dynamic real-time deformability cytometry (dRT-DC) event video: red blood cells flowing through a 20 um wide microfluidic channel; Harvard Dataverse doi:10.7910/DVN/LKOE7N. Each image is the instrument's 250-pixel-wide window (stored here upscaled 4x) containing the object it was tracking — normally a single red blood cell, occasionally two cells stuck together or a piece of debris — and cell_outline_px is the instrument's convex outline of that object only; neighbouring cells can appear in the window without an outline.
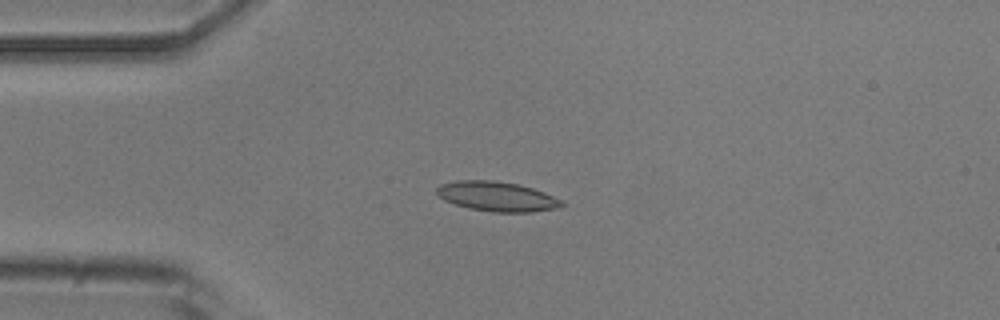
{"species": "common noctule bat (a hibernating species)", "species_latin": "Nyctalus noctula", "temperature_condition": "room temperature", "stored_images_in_passage": 2, "camera_frame_rate_fps": 3000, "um_per_image_px": 0.085, "animal": {"sex": "male", "body_mass_g": 20.5, "forearm_length_mm": 52.5}, "frame": {"image": 1, "passage_image": 1, "time_ms": 0.0, "image_size_px": [1000, 320], "cell_outline_px": [[564, 204], [560, 208], [532, 212], [492, 212], [468, 208], [444, 200], [436, 192], [436, 188], [440, 184], [456, 180], [492, 180], [516, 184], [532, 188], [544, 192], [564, 200]], "centroid_in_image_um": [42.27, 16.7], "position_along_channel_um": 42.7, "area_um2": 21.73}}
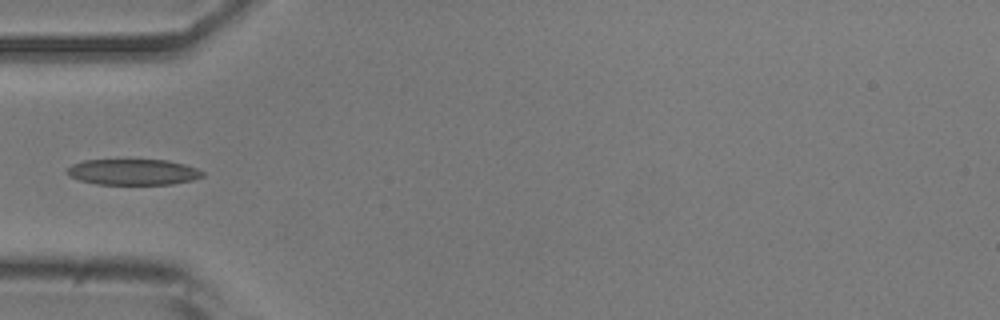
{"frame": {"image": 2, "passage_image": 2, "time_ms": 0.333, "image_size_px": [1000, 320], "cell_outline_px": [[204, 176], [192, 180], [172, 184], [96, 184], [80, 180], [68, 176], [64, 172], [72, 164], [84, 160], [168, 160], [184, 164], [196, 168], [204, 172]], "centroid_in_image_um": [11.29, 14.62], "position_along_channel_um": 73.7, "area_um2": 20.46}}